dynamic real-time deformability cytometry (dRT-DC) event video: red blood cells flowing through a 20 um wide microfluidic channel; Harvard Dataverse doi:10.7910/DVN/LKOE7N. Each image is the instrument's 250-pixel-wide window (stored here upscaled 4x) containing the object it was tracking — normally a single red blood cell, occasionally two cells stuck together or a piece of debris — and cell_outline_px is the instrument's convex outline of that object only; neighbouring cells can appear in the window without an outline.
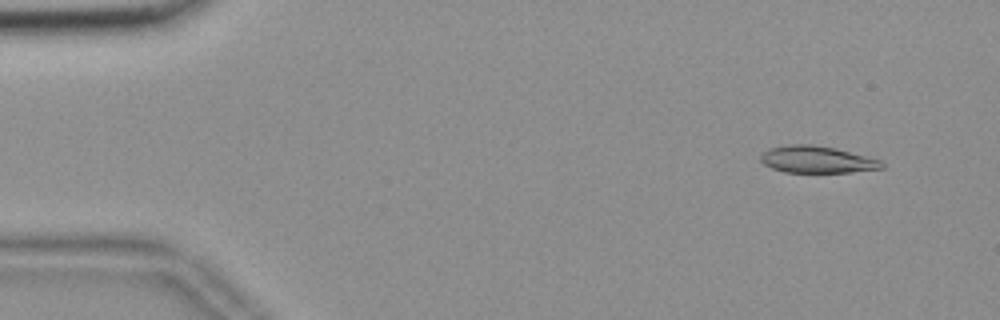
{"species": "common noctule bat (a hibernating species)", "species_latin": "Nyctalus noctula", "temperature_condition": "room temperature", "stored_images_in_passage": 56, "camera_frame_rate_fps": 3000, "um_per_image_px": 0.085, "animal": {"sex": "female", "body_mass_g": 18.4}, "frame": {"image": 1, "passage_image": 5, "time_ms": 1.333, "image_size_px": [1000, 320], "cell_outline_px": [[884, 168], [852, 172], [784, 172], [772, 168], [764, 164], [760, 160], [760, 156], [768, 148], [792, 144], [808, 144], [836, 148], [880, 160], [884, 164]], "centroid_in_image_um": [69.43, 13.56], "position_along_channel_um": 15.6, "area_um2": 18.9}}
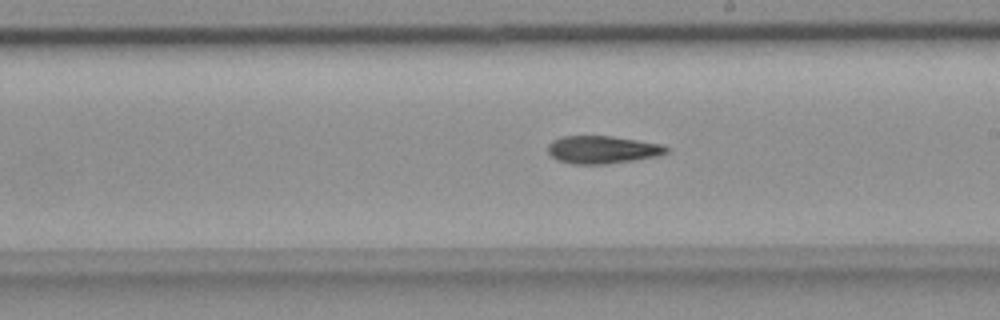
{"frame": {"image": 2, "passage_image": 32, "time_ms": 10.333, "image_size_px": [1000, 320], "cell_outline_px": [[672, 148], [668, 152], [656, 156], [608, 164], [572, 164], [556, 160], [548, 152], [548, 144], [552, 140], [560, 136], [612, 136], [664, 144]], "centroid_in_image_um": [51.21, 12.71], "position_along_channel_um": 237.8, "area_um2": 19.36}}
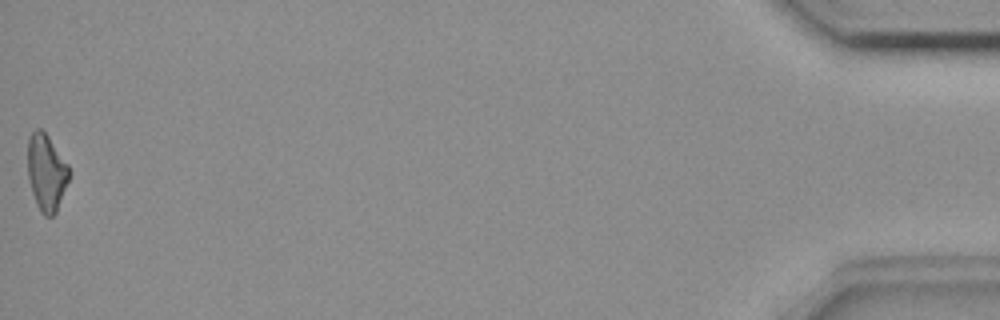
{"frame": {"image": 3, "passage_image": 56, "time_ms": 18.333, "image_size_px": [1000, 320], "cell_outline_px": [[68, 180], [56, 212], [52, 216], [44, 216], [40, 212], [36, 204], [28, 180], [28, 136], [36, 128], [40, 128], [48, 136], [68, 164]], "centroid_in_image_um": [3.92, 14.65], "position_along_channel_um": 431.3, "area_um2": 18.32}, "authors_computed_cell_mechanics": {"area_um2": 19.3052, "velocity_mm_per_s": 3.6535, "shape_relaxation_time_tau1_ms": null, "shape_relaxation_time_tau2_ms": 9.8, "deformation_change_tau1": null, "deformation_change_tau2": 0.2106}}